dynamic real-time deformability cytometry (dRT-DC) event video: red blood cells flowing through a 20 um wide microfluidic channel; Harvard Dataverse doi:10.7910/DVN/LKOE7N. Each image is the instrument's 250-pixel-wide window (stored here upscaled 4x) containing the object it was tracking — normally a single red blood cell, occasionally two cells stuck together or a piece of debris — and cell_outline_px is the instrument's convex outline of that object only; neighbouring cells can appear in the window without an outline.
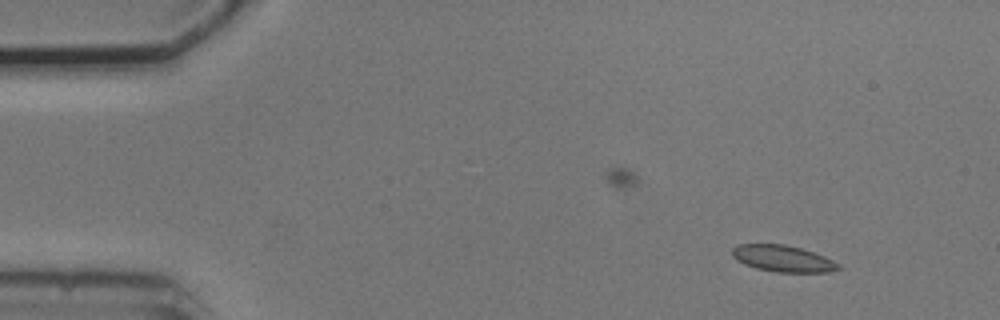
{"species": "common noctule bat (a hibernating species)", "species_latin": "Nyctalus noctula", "temperature_condition": "cold", "stored_images_in_passage": 50, "camera_frame_rate_fps": 3000, "um_per_image_px": 0.085, "animal": {"sex": "male", "body_mass_g": 20.5, "forearm_length_mm": 52.5}, "frame": {"image": 1, "passage_image": 1, "time_ms": 0.0, "image_size_px": [1000, 320], "cell_outline_px": [[840, 268], [828, 272], [776, 272], [756, 268], [744, 264], [736, 260], [732, 256], [732, 248], [736, 244], [784, 244], [800, 248], [824, 256], [840, 264]], "centroid_in_image_um": [66.5, 21.97], "position_along_channel_um": 18.5, "area_um2": 16.36}}
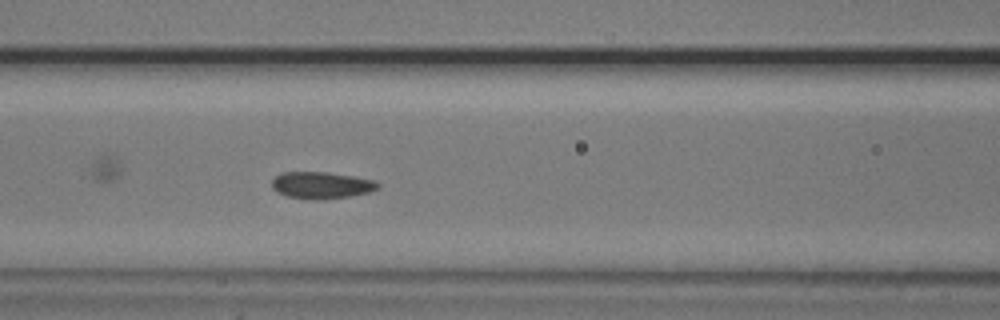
{"frame": {"image": 2, "passage_image": 18, "time_ms": 5.667, "image_size_px": [1000, 320], "cell_outline_px": [[380, 188], [368, 192], [352, 196], [324, 200], [316, 200], [288, 196], [272, 188], [272, 180], [280, 172], [328, 172], [352, 176], [372, 180], [380, 184]], "centroid_in_image_um": [27.33, 15.74], "position_along_channel_um": 139.3, "area_um2": 16.53}}
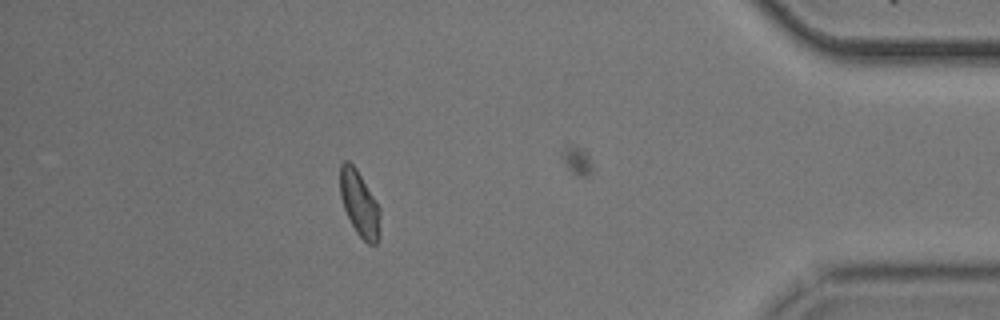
{"frame": {"image": 3, "passage_image": 43, "time_ms": 14.0, "image_size_px": [1000, 320], "cell_outline_px": [[380, 232], [376, 244], [368, 244], [356, 232], [344, 208], [340, 196], [340, 164], [344, 160], [348, 160], [356, 168], [376, 200], [380, 208]], "centroid_in_image_um": [30.56, 17.3], "position_along_channel_um": 404.6, "area_um2": 15.26}}